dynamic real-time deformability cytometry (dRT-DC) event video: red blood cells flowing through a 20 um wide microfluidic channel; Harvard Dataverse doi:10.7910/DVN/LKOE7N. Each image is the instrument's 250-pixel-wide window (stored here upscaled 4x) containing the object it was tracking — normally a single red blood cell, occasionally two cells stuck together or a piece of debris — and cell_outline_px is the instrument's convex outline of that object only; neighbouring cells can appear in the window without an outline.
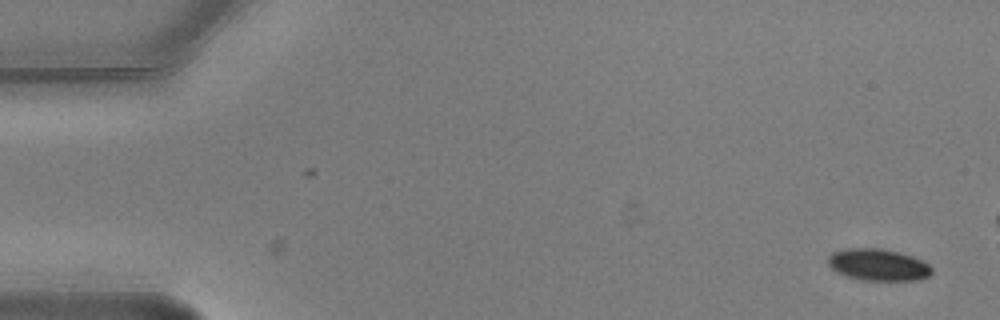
{"species": "common noctule bat (a hibernating species)", "species_latin": "Nyctalus noctula", "temperature_condition": "warm", "stored_images_in_passage": 2, "camera_frame_rate_fps": 3000, "um_per_image_px": 0.085, "animal": {"sex": "male", "body_mass_g": 20.5, "forearm_length_mm": 52.5}, "frame": {"image": 1, "passage_image": 2, "time_ms": 0.333, "image_size_px": [1000, 320], "cell_outline_px": [[932, 272], [928, 276], [920, 280], [860, 280], [836, 272], [828, 264], [828, 256], [832, 252], [844, 248], [884, 248], [900, 252], [912, 256], [928, 264], [932, 268]], "centroid_in_image_um": [74.63, 22.49], "position_along_channel_um": 10.4, "area_um2": 19.36}}